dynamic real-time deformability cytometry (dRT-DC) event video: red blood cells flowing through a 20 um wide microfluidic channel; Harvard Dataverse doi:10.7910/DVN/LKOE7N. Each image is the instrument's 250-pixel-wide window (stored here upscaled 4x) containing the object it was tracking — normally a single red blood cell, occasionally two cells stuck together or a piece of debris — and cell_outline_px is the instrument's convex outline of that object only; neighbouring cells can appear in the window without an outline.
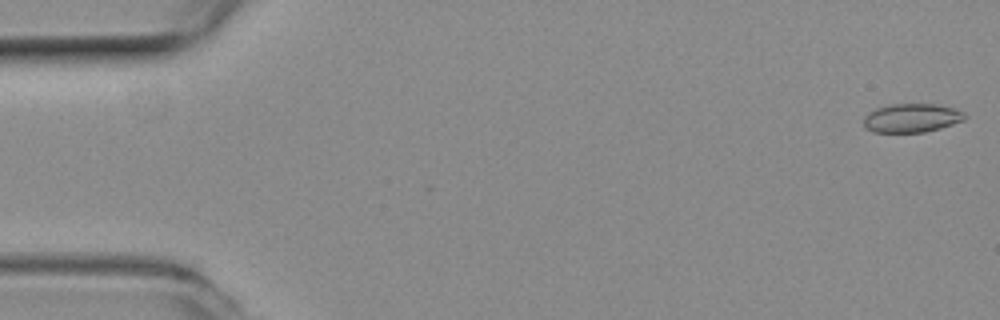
{"species": "common noctule bat (a hibernating species)", "species_latin": "Nyctalus noctula", "temperature_condition": "room temperature", "stored_images_in_passage": 13, "camera_frame_rate_fps": 3000, "um_per_image_px": 0.085, "animal": {"sex": "female", "body_mass_g": 19.3, "forearm_length_mm": 54.1}, "frame": {"image": 1, "passage_image": 1, "time_ms": 0.0, "image_size_px": [1000, 320], "cell_outline_px": [[968, 116], [964, 120], [940, 128], [924, 132], [872, 132], [864, 128], [864, 116], [868, 112], [876, 108], [892, 104], [936, 104], [956, 108], [964, 112]], "centroid_in_image_um": [77.5, 10.02], "position_along_channel_um": 7.5, "area_um2": 17.11}}